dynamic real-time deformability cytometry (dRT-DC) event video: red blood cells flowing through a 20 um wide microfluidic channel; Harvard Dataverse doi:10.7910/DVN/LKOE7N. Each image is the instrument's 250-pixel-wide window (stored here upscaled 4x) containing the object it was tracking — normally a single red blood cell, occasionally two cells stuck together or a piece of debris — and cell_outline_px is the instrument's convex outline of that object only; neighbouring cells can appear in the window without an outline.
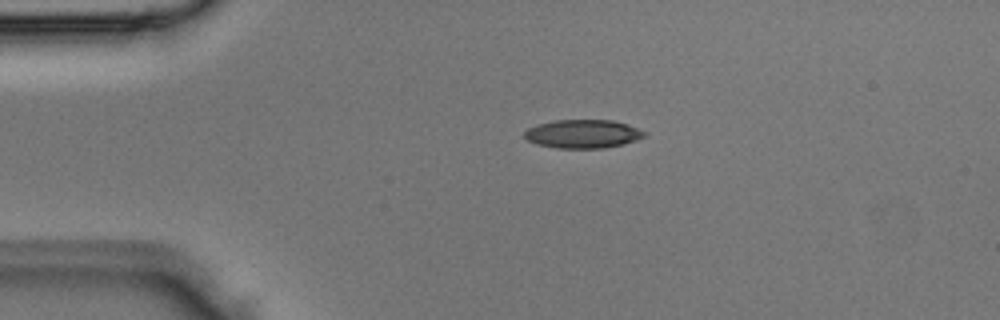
{"species": "Egyptian fruit bat (a non-hibernating species)", "species_latin": "Rousettus aegyptiacus", "temperature_condition": "room temperature", "stored_images_in_passage": 3, "camera_frame_rate_fps": 3000, "um_per_image_px": 0.085, "animal": {"sex": "male"}, "frame": {"image": 1, "passage_image": 1, "time_ms": 0.0, "image_size_px": [1000, 320], "cell_outline_px": [[648, 132], [644, 136], [636, 140], [624, 144], [604, 148], [556, 148], [536, 144], [528, 140], [524, 136], [524, 132], [528, 128], [536, 124], [556, 120], [612, 120], [628, 124]], "centroid_in_image_um": [49.55, 11.38], "position_along_channel_um": 35.4, "area_um2": 20.06}}
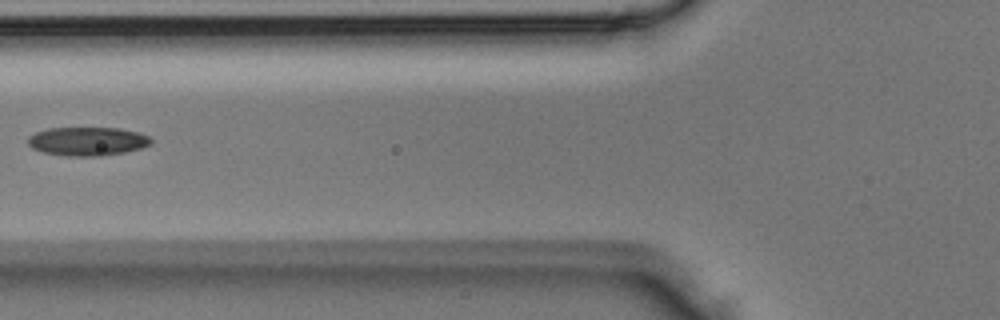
{"frame": {"image": 2, "passage_image": 3, "time_ms": 0.667, "image_size_px": [1000, 320], "cell_outline_px": [[152, 144], [140, 148], [124, 152], [100, 156], [68, 156], [44, 152], [32, 148], [28, 144], [28, 136], [36, 132], [48, 128], [120, 128], [140, 132], [148, 136], [152, 140]], "centroid_in_image_um": [7.45, 12.0], "position_along_channel_um": 118.4, "area_um2": 20.58}}